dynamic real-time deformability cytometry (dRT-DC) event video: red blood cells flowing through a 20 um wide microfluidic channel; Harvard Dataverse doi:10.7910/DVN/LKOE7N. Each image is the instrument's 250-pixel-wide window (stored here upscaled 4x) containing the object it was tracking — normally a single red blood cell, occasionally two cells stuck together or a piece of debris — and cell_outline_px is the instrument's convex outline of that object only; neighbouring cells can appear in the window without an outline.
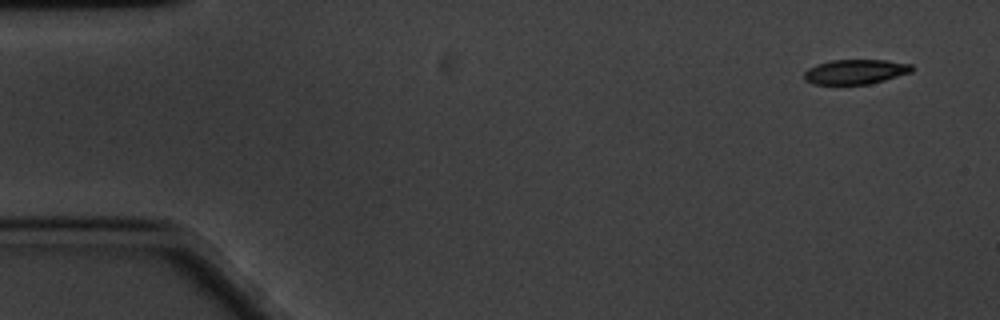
{"species": "common noctule bat (a hibernating species)", "species_latin": "Nyctalus noctula", "temperature_condition": "cold", "stored_images_in_passage": 57, "camera_frame_rate_fps": 3000, "um_per_image_px": 0.085, "animal": {"sex": "male", "body_mass_g": 20.1, "forearm_length_mm": 53.5}, "frame": {"image": 1, "passage_image": 1, "time_ms": 0.0, "image_size_px": [1000, 320], "cell_outline_px": [[912, 72], [884, 80], [868, 84], [812, 84], [804, 80], [804, 72], [808, 68], [816, 64], [832, 60], [888, 60], [912, 64]], "centroid_in_image_um": [72.69, 6.09], "position_along_channel_um": 12.3, "area_um2": 15.55}}
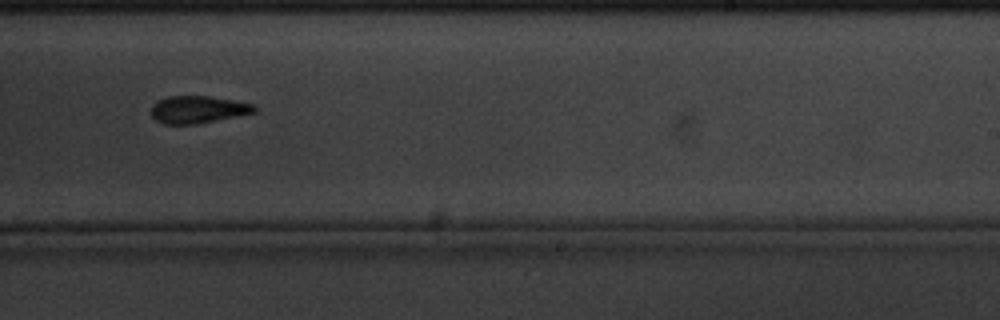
{"frame": {"image": 2, "passage_image": 34, "time_ms": 11.0, "image_size_px": [1000, 320], "cell_outline_px": [[256, 112], [196, 124], [164, 124], [156, 120], [152, 116], [152, 104], [156, 100], [168, 96], [208, 96], [256, 104]], "centroid_in_image_um": [16.81, 9.3], "position_along_channel_um": 272.2, "area_um2": 16.42}}
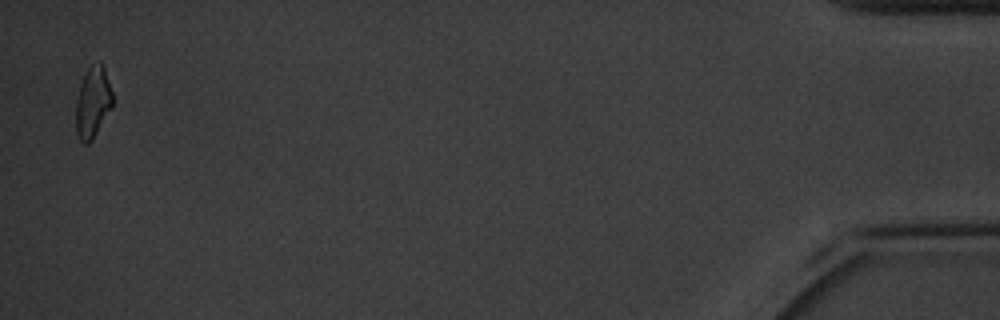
{"frame": {"image": 3, "passage_image": 56, "time_ms": 18.333, "image_size_px": [1000, 320], "cell_outline_px": [[112, 108], [92, 140], [88, 144], [84, 144], [80, 140], [76, 132], [76, 100], [80, 84], [88, 68], [100, 60], [104, 68], [112, 92]], "centroid_in_image_um": [7.88, 8.72], "position_along_channel_um": 427.3, "area_um2": 15.14}, "authors_computed_cell_mechanics": {"area_um2": 16.7042, "velocity_mm_per_s": 3.3529, "shape_relaxation_time_tau1_ms": 4.5447, "shape_relaxation_time_tau2_ms": 7.282, "deformation_change_tau1": 0.1491, "deformation_change_tau2": 0.1539}}